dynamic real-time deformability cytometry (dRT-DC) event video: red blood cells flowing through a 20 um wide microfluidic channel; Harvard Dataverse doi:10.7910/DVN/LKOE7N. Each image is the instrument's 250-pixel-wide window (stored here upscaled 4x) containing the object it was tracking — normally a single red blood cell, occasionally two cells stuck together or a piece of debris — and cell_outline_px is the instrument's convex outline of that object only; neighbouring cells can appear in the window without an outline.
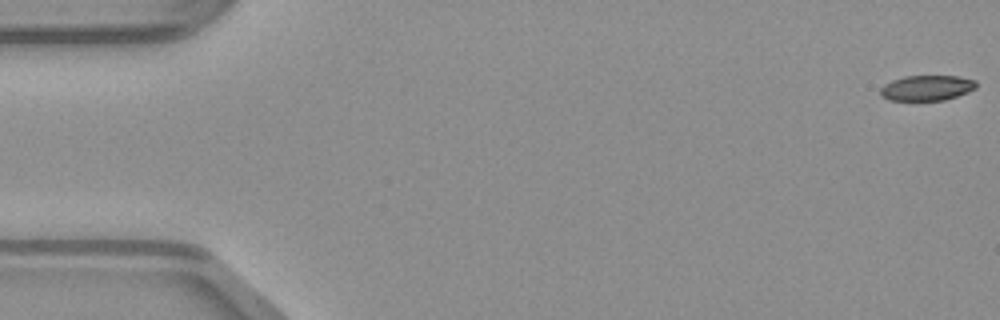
{"species": "common noctule bat (a hibernating species)", "species_latin": "Nyctalus noctula", "temperature_condition": "warm", "stored_images_in_passage": 12, "camera_frame_rate_fps": 3000, "um_per_image_px": 0.085, "animal": {"sex": "male", "body_mass_g": 23.1, "forearm_length_mm": 52.7}, "frame": {"image": 1, "passage_image": 1, "time_ms": 0.0, "image_size_px": [1000, 320], "cell_outline_px": [[976, 88], [968, 92], [944, 100], [888, 100], [880, 96], [880, 88], [884, 84], [892, 80], [904, 76], [960, 76], [976, 80]], "centroid_in_image_um": [78.76, 7.47], "position_along_channel_um": 6.2, "area_um2": 14.22}}